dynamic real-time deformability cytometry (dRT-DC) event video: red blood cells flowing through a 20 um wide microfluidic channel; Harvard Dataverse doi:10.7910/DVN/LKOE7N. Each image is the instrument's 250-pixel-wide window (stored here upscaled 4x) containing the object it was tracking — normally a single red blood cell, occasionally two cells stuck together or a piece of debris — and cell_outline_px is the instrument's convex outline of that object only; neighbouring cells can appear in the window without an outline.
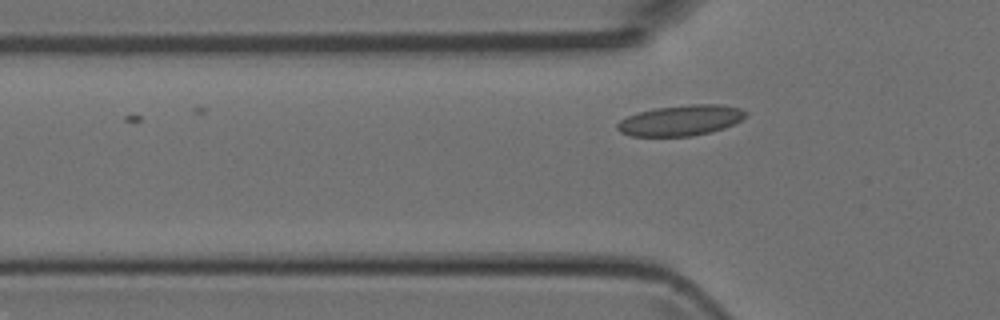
{"species": "Egyptian fruit bat (a non-hibernating species)", "species_latin": "Rousettus aegyptiacus", "temperature_condition": "room temperature", "stored_images_in_passage": 3, "camera_frame_rate_fps": 3000, "um_per_image_px": 0.085, "animal": {"sex": "female"}, "frame": {"image": 1, "passage_image": 3, "time_ms": 0.667, "image_size_px": [1000, 320], "cell_outline_px": [[748, 116], [724, 128], [692, 136], [632, 136], [620, 132], [616, 128], [616, 124], [620, 120], [636, 112], [656, 108], [692, 104], [720, 104], [740, 108], [748, 112]], "centroid_in_image_um": [57.86, 10.23], "position_along_channel_um": 67.9, "area_um2": 22.89}}